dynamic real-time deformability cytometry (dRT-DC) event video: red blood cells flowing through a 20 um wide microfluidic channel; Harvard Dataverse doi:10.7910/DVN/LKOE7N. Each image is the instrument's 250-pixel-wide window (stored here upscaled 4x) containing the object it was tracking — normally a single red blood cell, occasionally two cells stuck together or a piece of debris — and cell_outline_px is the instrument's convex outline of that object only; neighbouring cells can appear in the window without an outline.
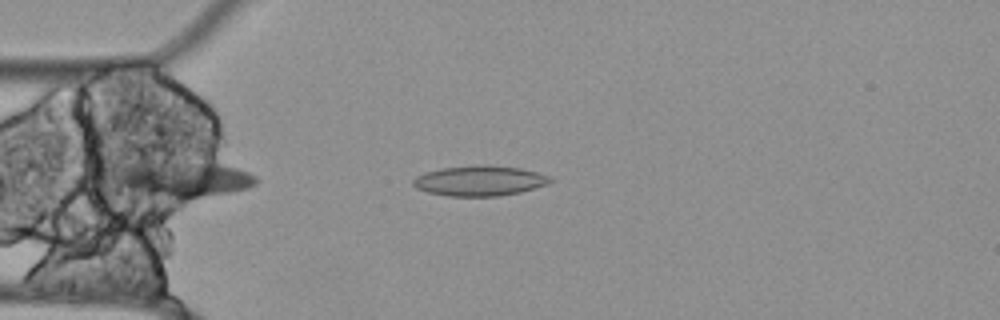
{"species": "Egyptian fruit bat (a non-hibernating species)", "species_latin": "Rousettus aegyptiacus", "temperature_condition": "cold", "stored_images_in_passage": 40, "camera_frame_rate_fps": 3000, "um_per_image_px": 0.085, "animal": {"sex": "female"}, "frame": {"image": 1, "passage_image": 2, "time_ms": 0.333, "image_size_px": [1000, 320], "cell_outline_px": [[552, 180], [548, 184], [520, 192], [500, 196], [448, 196], [428, 192], [416, 188], [412, 184], [412, 180], [416, 176], [424, 172], [440, 168], [520, 168], [536, 172], [548, 176]], "centroid_in_image_um": [40.72, 15.42], "position_along_channel_um": 44.3, "area_um2": 23.0}}
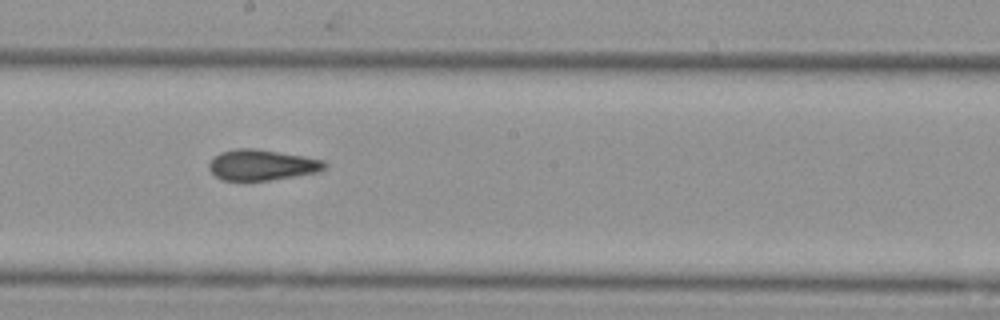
{"frame": {"image": 2, "passage_image": 18, "time_ms": 5.667, "image_size_px": [1000, 320], "cell_outline_px": [[328, 168], [320, 172], [272, 180], [224, 180], [216, 176], [208, 168], [208, 164], [220, 152], [236, 148], [252, 148], [304, 156], [324, 160], [328, 164]], "centroid_in_image_um": [22.32, 14.02], "position_along_channel_um": 225.9, "area_um2": 20.75}}
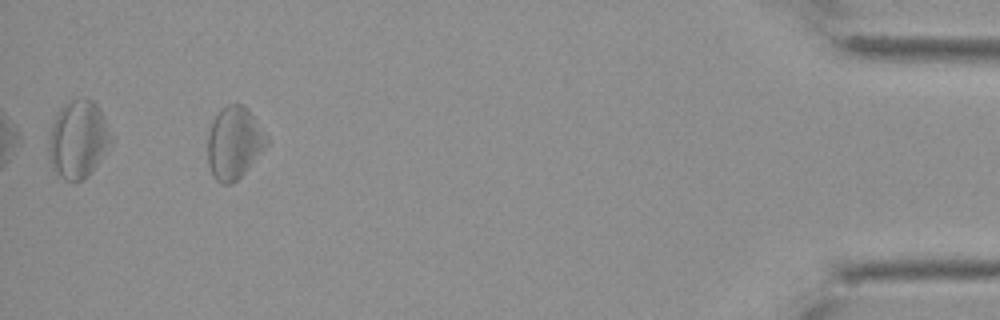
{"frame": {"image": 3, "passage_image": 40, "time_ms": 13.0, "image_size_px": [1000, 320], "cell_outline_px": [[268, 144], [244, 172], [232, 184], [220, 184], [216, 180], [208, 164], [208, 136], [212, 124], [216, 116], [228, 104], [244, 104], [248, 108], [268, 136]], "centroid_in_image_um": [19.92, 12.14], "position_along_channel_um": 415.3, "area_um2": 24.51}, "authors_computed_cell_mechanics": {"area_um2": 20.7213, "velocity_mm_per_s": 3.4974, "shape_relaxation_time_tau1_ms": null, "shape_relaxation_time_tau2_ms": 5.8249, "deformation_change_tau1": null, "deformation_change_tau2": 0.1573}}